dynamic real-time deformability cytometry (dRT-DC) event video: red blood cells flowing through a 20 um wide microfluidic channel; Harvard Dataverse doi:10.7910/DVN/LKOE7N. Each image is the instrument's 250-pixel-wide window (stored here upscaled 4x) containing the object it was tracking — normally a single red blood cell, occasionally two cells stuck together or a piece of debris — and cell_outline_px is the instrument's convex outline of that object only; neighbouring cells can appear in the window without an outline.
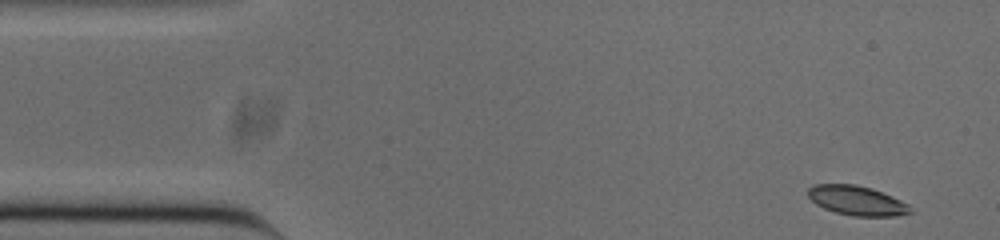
{"species": "common noctule bat (a hibernating species)", "species_latin": "Nyctalus noctula", "temperature_condition": "cold", "stored_images_in_passage": 50, "camera_frame_rate_fps": 3000, "um_per_image_px": 0.085, "animal": {"sex": "male", "body_mass_g": 20.0, "forearm_length_mm": 53.3}, "frame": {"image": 1, "passage_image": 1, "time_ms": 0.0, "image_size_px": [1000, 240], "cell_outline_px": [[912, 212], [896, 216], [852, 216], [836, 212], [824, 208], [816, 204], [808, 196], [808, 188], [812, 184], [856, 184], [872, 188], [892, 196], [908, 204]], "centroid_in_image_um": [72.82, 17.04], "position_along_channel_um": 12.2, "area_um2": 17.57}}
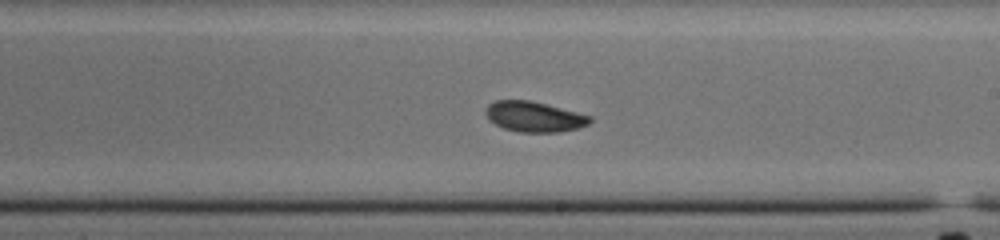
{"frame": {"image": 2, "passage_image": 27, "time_ms": 8.667, "image_size_px": [1000, 240], "cell_outline_px": [[592, 120], [588, 124], [580, 128], [560, 132], [520, 132], [504, 128], [488, 120], [484, 112], [488, 104], [496, 100], [528, 100], [592, 116]], "centroid_in_image_um": [45.39, 9.93], "position_along_channel_um": 243.6, "area_um2": 18.38}}
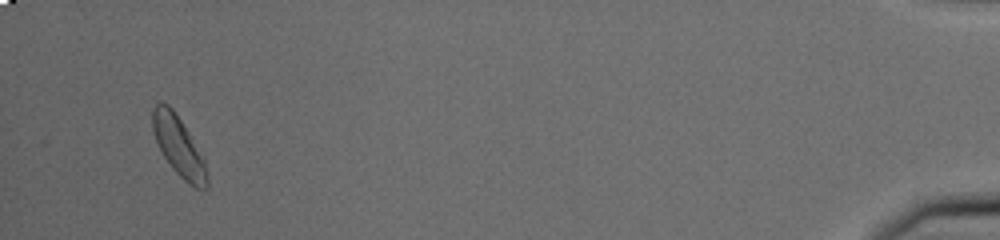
{"frame": {"image": 3, "passage_image": 48, "time_ms": 15.667, "image_size_px": [1000, 240], "cell_outline_px": [[208, 188], [196, 188], [188, 184], [172, 168], [164, 156], [152, 132], [152, 108], [156, 104], [168, 104], [172, 108], [204, 156], [208, 172]], "centroid_in_image_um": [15.22, 12.47], "position_along_channel_um": 420.0, "area_um2": 18.84}, "authors_computed_cell_mechanics": {"area_um2": 18.4382, "velocity_mm_per_s": 3.8088, "shape_relaxation_time_tau1_ms": 5.1561, "shape_relaxation_time_tau2_ms": 3.7319, "deformation_change_tau1": 0.1387, "deformation_change_tau2": 0.0777}}